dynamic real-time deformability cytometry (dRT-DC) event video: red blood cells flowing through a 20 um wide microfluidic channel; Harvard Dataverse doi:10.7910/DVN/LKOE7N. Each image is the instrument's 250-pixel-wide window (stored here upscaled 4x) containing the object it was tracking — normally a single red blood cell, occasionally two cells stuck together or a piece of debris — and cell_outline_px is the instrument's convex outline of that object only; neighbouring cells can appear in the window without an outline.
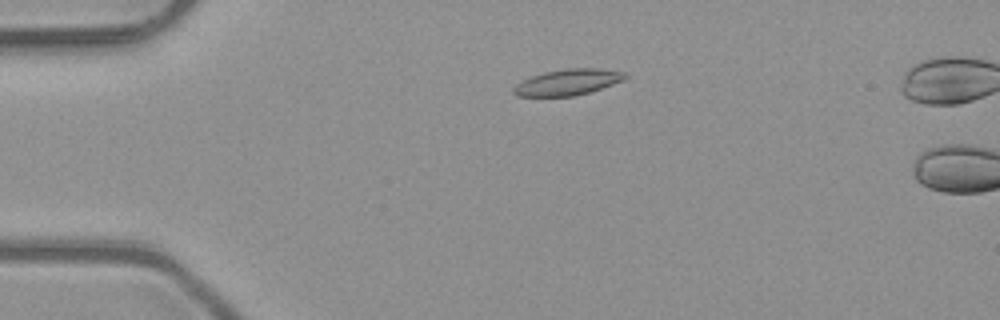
{"species": "common noctule bat (a hibernating species)", "species_latin": "Nyctalus noctula", "temperature_condition": "room temperature", "stored_images_in_passage": 2, "camera_frame_rate_fps": 3000, "um_per_image_px": 0.085, "animal": {"sex": "male", "body_mass_g": 23.1, "forearm_length_mm": 52.7}, "frame": {"image": 1, "passage_image": 1, "time_ms": 0.0, "image_size_px": [1000, 320], "cell_outline_px": [[628, 76], [624, 80], [588, 92], [572, 96], [516, 96], [512, 92], [512, 88], [516, 84], [532, 76], [544, 72], [564, 68], [600, 68], [624, 72]], "centroid_in_image_um": [48.24, 6.97], "position_along_channel_um": 36.8, "area_um2": 16.82}}